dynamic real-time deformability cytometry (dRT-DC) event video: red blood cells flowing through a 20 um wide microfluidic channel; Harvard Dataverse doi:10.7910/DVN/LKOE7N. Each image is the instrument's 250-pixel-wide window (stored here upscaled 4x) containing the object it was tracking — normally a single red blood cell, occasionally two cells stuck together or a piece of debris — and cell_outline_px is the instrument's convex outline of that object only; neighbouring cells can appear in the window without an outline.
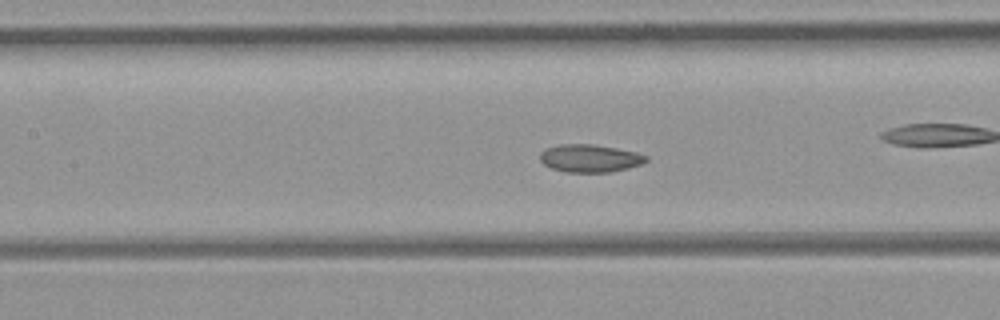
{"species": "common noctule bat (a hibernating species)", "species_latin": "Nyctalus noctula", "temperature_condition": "room temperature", "stored_images_in_passage": 48, "camera_frame_rate_fps": 3000, "um_per_image_px": 0.085, "animal": {"sex": "female", "body_mass_g": 21.9}, "frame": {"image": 1, "passage_image": 21, "time_ms": 6.667, "image_size_px": [1000, 320], "cell_outline_px": [[648, 160], [640, 164], [628, 168], [612, 172], [564, 172], [552, 168], [544, 164], [540, 160], [540, 152], [544, 148], [560, 144], [592, 144], [616, 148], [636, 152], [648, 156]], "centroid_in_image_um": [50.12, 13.45], "position_along_channel_um": 157.3, "area_um2": 17.22}}